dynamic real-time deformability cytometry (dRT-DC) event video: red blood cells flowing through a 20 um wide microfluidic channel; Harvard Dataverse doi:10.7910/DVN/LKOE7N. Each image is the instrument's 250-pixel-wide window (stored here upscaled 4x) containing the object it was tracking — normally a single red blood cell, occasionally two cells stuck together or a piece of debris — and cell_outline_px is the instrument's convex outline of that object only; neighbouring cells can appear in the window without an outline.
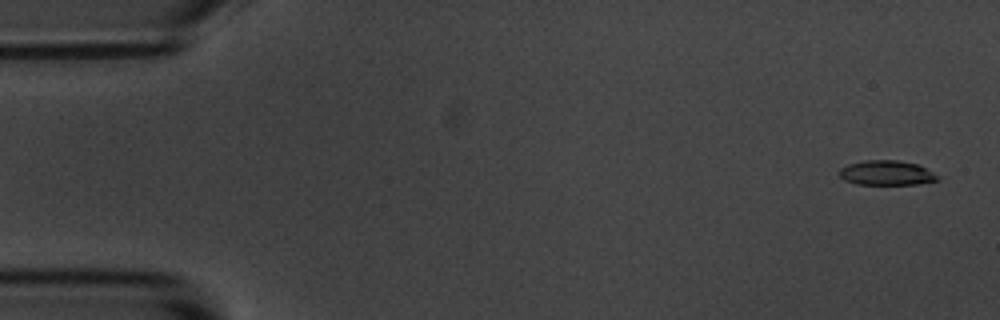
{"species": "common noctule bat (a hibernating species)", "species_latin": "Nyctalus noctula", "temperature_condition": "room temperature", "stored_images_in_passage": 6, "camera_frame_rate_fps": 3000, "um_per_image_px": 0.085, "animal": {"sex": "male", "body_mass_g": 20.1, "forearm_length_mm": 53.5}, "frame": {"image": 1, "passage_image": 1, "time_ms": 0.0, "image_size_px": [1000, 320], "cell_outline_px": [[940, 180], [916, 184], [856, 184], [844, 180], [836, 172], [840, 168], [848, 164], [864, 160], [896, 160], [916, 164], [932, 172]], "centroid_in_image_um": [75.28, 14.69], "position_along_channel_um": 9.7, "area_um2": 14.05}}
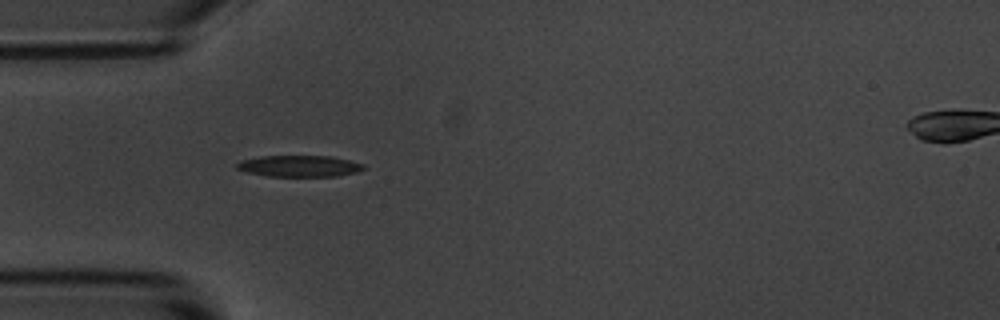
{"frame": {"image": 2, "passage_image": 5, "time_ms": 4.667, "image_size_px": [1000, 320], "cell_outline_px": [[364, 168], [356, 172], [336, 176], [268, 176], [248, 172], [236, 168], [236, 164], [240, 160], [260, 156], [332, 156], [364, 164]], "centroid_in_image_um": [25.42, 14.11], "position_along_channel_um": 59.6, "area_um2": 15.66}}